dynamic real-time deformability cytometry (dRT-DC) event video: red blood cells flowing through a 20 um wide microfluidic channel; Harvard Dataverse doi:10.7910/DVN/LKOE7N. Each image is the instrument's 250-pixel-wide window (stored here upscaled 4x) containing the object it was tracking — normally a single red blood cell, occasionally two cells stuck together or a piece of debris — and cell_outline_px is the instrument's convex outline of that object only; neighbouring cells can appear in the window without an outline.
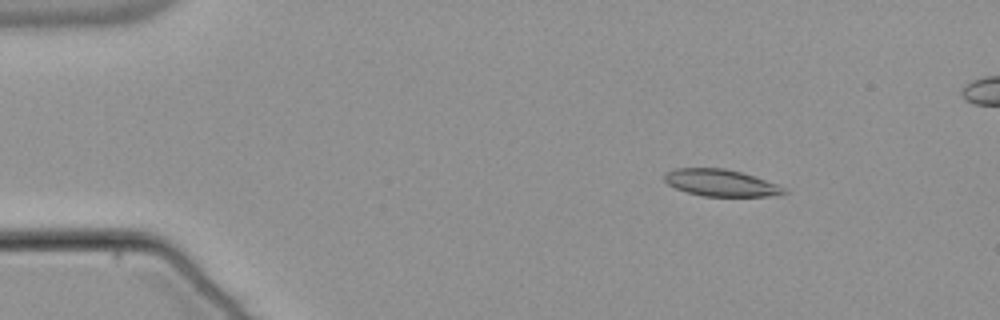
{"species": "common noctule bat (a hibernating species)", "species_latin": "Nyctalus noctula", "temperature_condition": "warm", "stored_images_in_passage": 55, "camera_frame_rate_fps": 3000, "um_per_image_px": 0.085, "animal": {"sex": "male", "body_mass_g": 21.5, "forearm_length_mm": 52.0}, "frame": {"image": 1, "passage_image": 8, "time_ms": 2.333, "image_size_px": [1000, 320], "cell_outline_px": [[788, 192], [780, 196], [704, 196], [688, 192], [676, 188], [668, 184], [664, 180], [664, 172], [676, 168], [724, 168], [740, 172], [788, 188]], "centroid_in_image_um": [61.29, 15.55], "position_along_channel_um": 23.7, "area_um2": 18.67}}
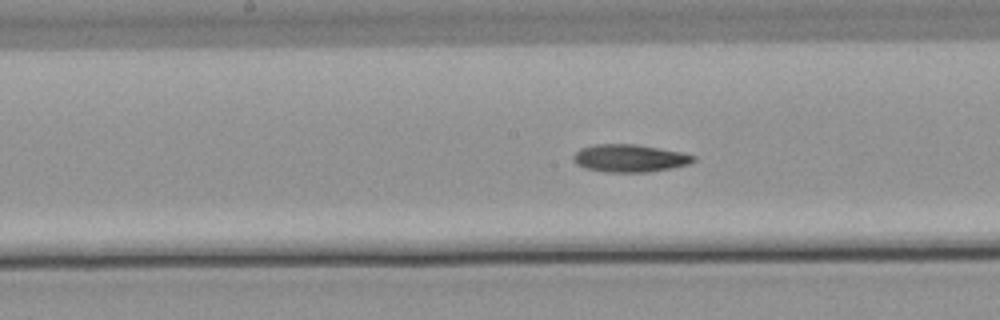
{"frame": {"image": 2, "passage_image": 28, "time_ms": 9.0, "image_size_px": [1000, 320], "cell_outline_px": [[696, 160], [688, 164], [672, 168], [648, 172], [604, 172], [584, 168], [576, 164], [572, 160], [572, 156], [580, 148], [592, 144], [636, 144], [680, 152], [696, 156]], "centroid_in_image_um": [53.48, 13.45], "position_along_channel_um": 194.7, "area_um2": 19.48}}
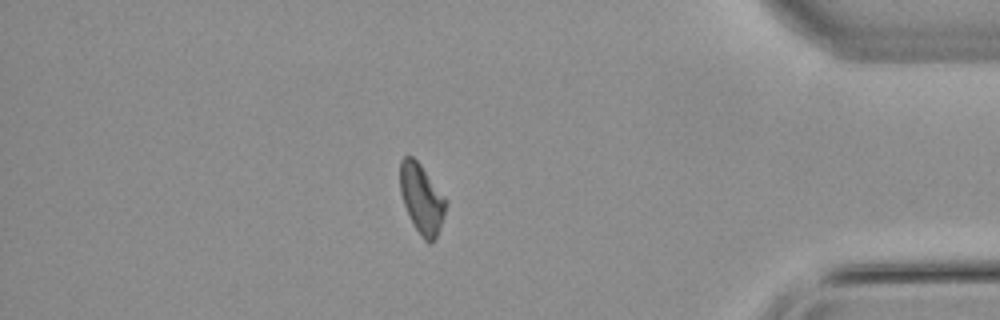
{"frame": {"image": 3, "passage_image": 47, "time_ms": 15.333, "image_size_px": [1000, 320], "cell_outline_px": [[448, 204], [444, 216], [436, 236], [432, 244], [428, 244], [424, 240], [416, 228], [404, 204], [400, 192], [400, 160], [404, 156], [412, 156], [420, 164], [448, 200]], "centroid_in_image_um": [35.86, 16.88], "position_along_channel_um": 399.3, "area_um2": 18.44}}